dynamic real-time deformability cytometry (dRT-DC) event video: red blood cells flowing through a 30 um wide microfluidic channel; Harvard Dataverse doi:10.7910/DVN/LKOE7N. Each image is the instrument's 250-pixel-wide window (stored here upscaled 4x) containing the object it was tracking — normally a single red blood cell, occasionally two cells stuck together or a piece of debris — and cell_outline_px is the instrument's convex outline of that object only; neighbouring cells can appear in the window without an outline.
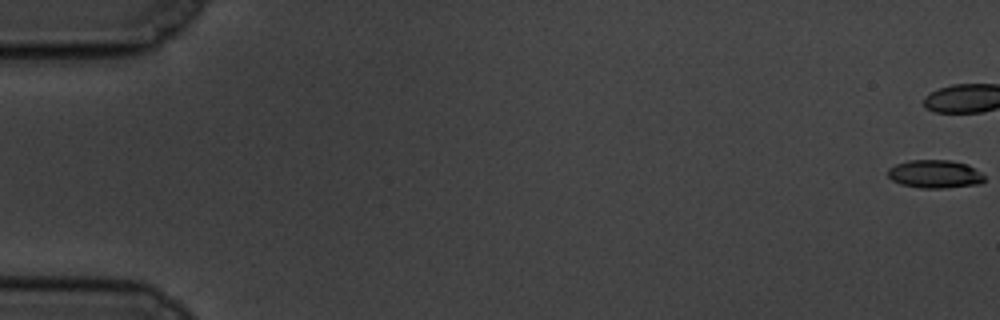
{"species": "common noctule bat (a hibernating species)", "species_latin": "Nyctalus noctula", "temperature_condition": "cold", "stored_images_in_passage": 48, "camera_frame_rate_fps": 3000, "um_per_image_px": 0.085, "animal": {"sex": "male", "body_mass_g": 19.5, "forearm_length_mm": 54.6}, "frame": {"image": 1, "passage_image": 1, "time_ms": 0.0, "image_size_px": [1000, 320], "cell_outline_px": [[984, 180], [980, 184], [944, 188], [920, 188], [900, 184], [892, 180], [888, 176], [888, 168], [896, 164], [908, 160], [952, 160], [968, 164], [980, 172], [984, 176]], "centroid_in_image_um": [79.46, 14.79], "position_along_channel_um": 5.5, "area_um2": 15.95}, "authors_computed_cell_mechanics": {"area_um2": 17.2822, "velocity_mm_per_s": 3.4738, "shape_relaxation_time_tau1_ms": 2.6608, "shape_relaxation_time_tau2_ms": null, "deformation_change_tau1": 0.1075, "deformation_change_tau2": null}}